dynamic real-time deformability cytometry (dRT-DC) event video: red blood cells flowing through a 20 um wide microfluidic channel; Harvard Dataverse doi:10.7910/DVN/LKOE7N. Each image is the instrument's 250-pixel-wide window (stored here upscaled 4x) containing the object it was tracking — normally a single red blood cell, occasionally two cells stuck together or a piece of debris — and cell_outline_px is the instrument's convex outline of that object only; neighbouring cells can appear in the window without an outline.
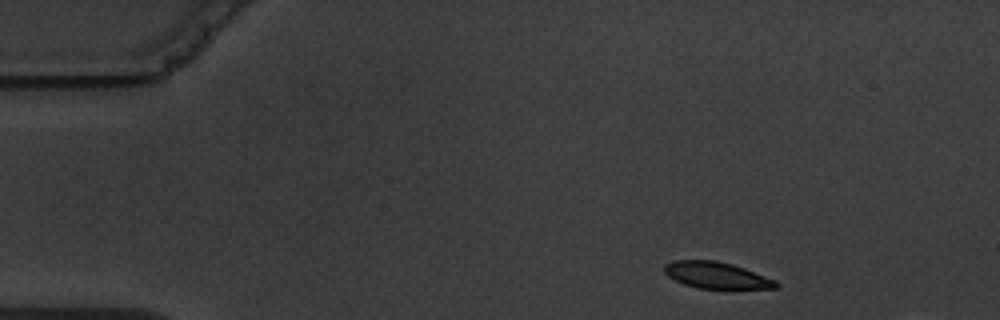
{"species": "common noctule bat (a hibernating species)", "species_latin": "Nyctalus noctula", "temperature_condition": "warm", "stored_images_in_passage": 4, "camera_frame_rate_fps": 3000, "um_per_image_px": 0.085, "animal": {"sex": "male", "body_mass_g": 19.5, "forearm_length_mm": 54.6}, "frame": {"image": 1, "passage_image": 1, "time_ms": 0.0, "image_size_px": [1000, 320], "cell_outline_px": [[780, 284], [776, 288], [700, 288], [684, 284], [668, 276], [664, 272], [664, 264], [672, 260], [716, 260], [732, 264], [744, 268], [776, 280]], "centroid_in_image_um": [60.88, 23.38], "position_along_channel_um": 24.1, "area_um2": 17.11}}